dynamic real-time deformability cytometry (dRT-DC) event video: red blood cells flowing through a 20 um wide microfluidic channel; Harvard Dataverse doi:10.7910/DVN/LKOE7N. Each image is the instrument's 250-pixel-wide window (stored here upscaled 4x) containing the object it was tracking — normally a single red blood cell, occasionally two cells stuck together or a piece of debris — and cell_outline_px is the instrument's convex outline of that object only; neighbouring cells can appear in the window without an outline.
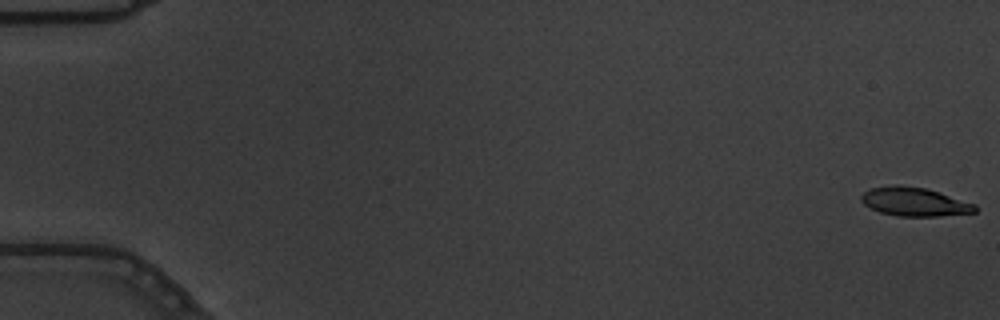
{"species": "common noctule bat (a hibernating species)", "species_latin": "Nyctalus noctula", "temperature_condition": "warm", "stored_images_in_passage": 7, "camera_frame_rate_fps": 3000, "um_per_image_px": 0.085, "animal": {"sex": "male", "body_mass_g": 19.5, "forearm_length_mm": 54.6}, "frame": {"image": 1, "passage_image": 1, "time_ms": 0.0, "image_size_px": [1000, 320], "cell_outline_px": [[976, 212], [940, 216], [896, 216], [880, 212], [864, 204], [860, 200], [860, 196], [864, 192], [872, 188], [892, 184], [896, 184], [924, 188], [976, 204]], "centroid_in_image_um": [77.7, 17.15], "position_along_channel_um": 7.3, "area_um2": 18.9}}
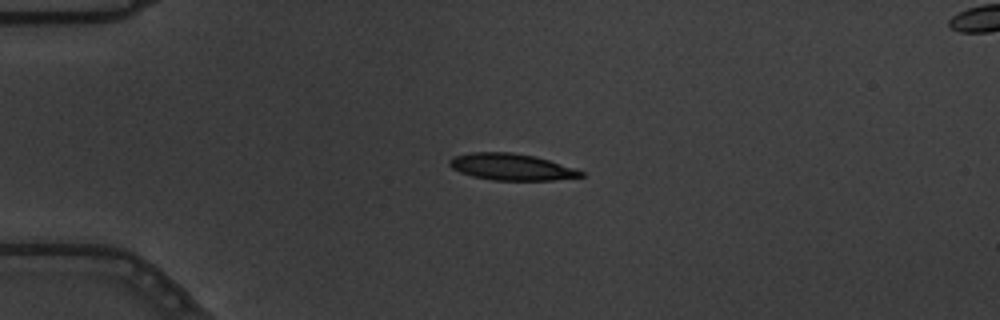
{"frame": {"image": 2, "passage_image": 5, "time_ms": 1.333, "image_size_px": [1000, 320], "cell_outline_px": [[584, 176], [552, 180], [492, 180], [472, 176], [460, 172], [452, 168], [448, 164], [448, 160], [456, 156], [472, 152], [512, 152], [536, 156], [584, 172]], "centroid_in_image_um": [43.43, 14.18], "position_along_channel_um": 41.6, "area_um2": 20.17}}